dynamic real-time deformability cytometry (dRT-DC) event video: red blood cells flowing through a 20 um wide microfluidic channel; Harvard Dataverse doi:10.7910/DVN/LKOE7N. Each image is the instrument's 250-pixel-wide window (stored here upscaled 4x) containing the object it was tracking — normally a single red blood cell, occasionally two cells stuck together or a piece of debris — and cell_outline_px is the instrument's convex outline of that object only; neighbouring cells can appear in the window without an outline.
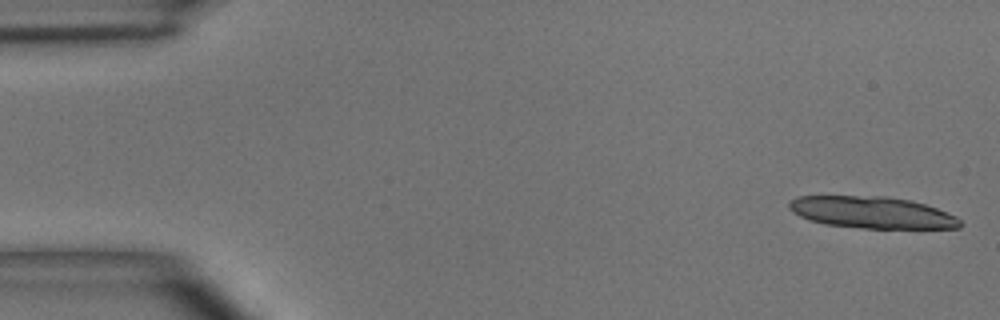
{"species": "common noctule bat (a hibernating species)", "species_latin": "Nyctalus noctula", "temperature_condition": "room temperature", "stored_images_in_passage": 6, "camera_frame_rate_fps": 3000, "um_per_image_px": 0.085, "animal": {"sex": "male", "body_mass_g": 15.6}, "frame": {"image": 1, "passage_image": 1, "time_ms": 0.0, "image_size_px": [1000, 320], "cell_outline_px": [[960, 228], [860, 228], [824, 224], [808, 220], [792, 212], [788, 208], [788, 204], [796, 196], [888, 196], [912, 200], [936, 208], [956, 216], [960, 220]], "centroid_in_image_um": [74.08, 18.05], "position_along_channel_um": 10.9, "area_um2": 31.73}}
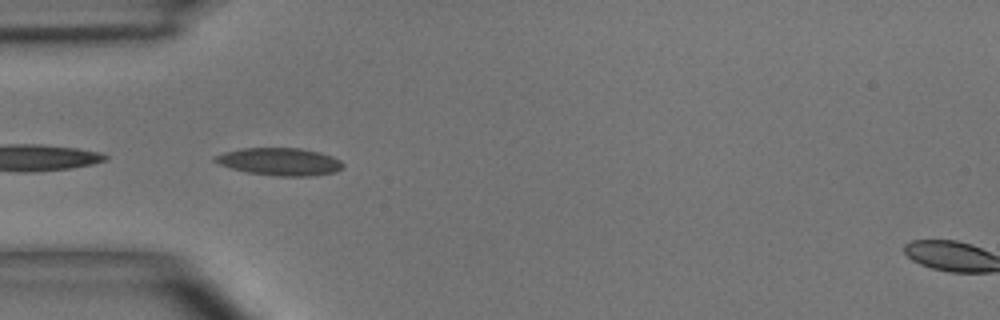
{"frame": {"image": 2, "passage_image": 5, "time_ms": 4.667, "image_size_px": [1000, 320], "cell_outline_px": [[344, 168], [336, 172], [312, 176], [276, 176], [248, 172], [232, 168], [220, 164], [212, 160], [212, 156], [224, 152], [240, 148], [300, 148], [320, 152], [332, 156], [340, 160], [344, 164]], "centroid_in_image_um": [23.79, 13.74], "position_along_channel_um": 61.2, "area_um2": 20.69}}
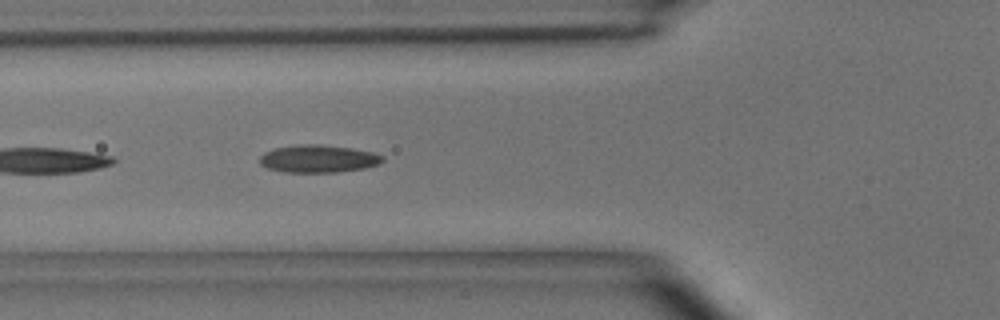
{"frame": {"image": 3, "passage_image": 6, "time_ms": 5.667, "image_size_px": [1000, 320], "cell_outline_px": [[384, 160], [380, 164], [364, 168], [336, 172], [284, 172], [268, 168], [260, 164], [260, 156], [264, 152], [276, 148], [300, 144], [320, 144], [352, 148], [372, 152], [384, 156]], "centroid_in_image_um": [27.07, 13.49], "position_along_channel_um": 98.7, "area_um2": 19.77}}